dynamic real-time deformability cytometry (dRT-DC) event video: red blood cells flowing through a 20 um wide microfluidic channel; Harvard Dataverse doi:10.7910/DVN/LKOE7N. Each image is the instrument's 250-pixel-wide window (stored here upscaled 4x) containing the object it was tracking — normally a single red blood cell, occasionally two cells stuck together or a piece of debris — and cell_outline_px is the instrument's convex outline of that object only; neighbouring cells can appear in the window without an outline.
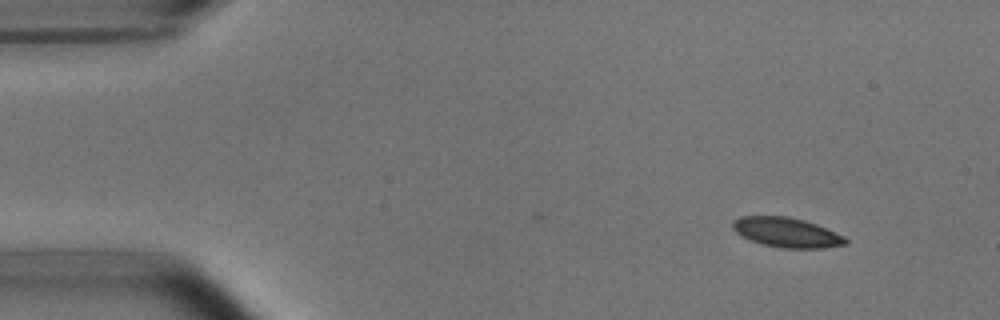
{"species": "common noctule bat (a hibernating species)", "species_latin": "Nyctalus noctula", "temperature_condition": "room temperature", "stored_images_in_passage": 44, "camera_frame_rate_fps": 3000, "um_per_image_px": 0.085, "animal": {"sex": "male", "body_mass_g": 15.6}, "frame": {"image": 1, "passage_image": 1, "time_ms": 0.0, "image_size_px": [1000, 320], "cell_outline_px": [[848, 244], [824, 248], [784, 248], [764, 244], [752, 240], [736, 232], [732, 228], [732, 220], [740, 216], [788, 216], [804, 220], [816, 224], [844, 236], [848, 240]], "centroid_in_image_um": [66.88, 19.75], "position_along_channel_um": 18.1, "area_um2": 19.42}}
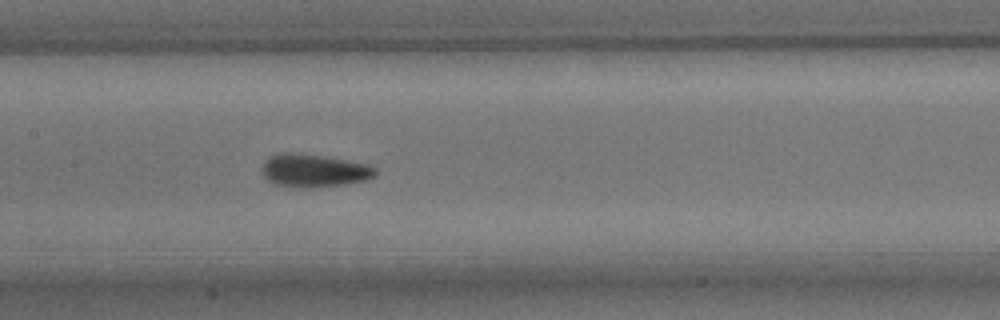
{"frame": {"image": 2, "passage_image": 21, "time_ms": 6.667, "image_size_px": [1000, 320], "cell_outline_px": [[376, 176], [364, 180], [348, 184], [312, 188], [288, 188], [276, 184], [268, 180], [260, 172], [260, 168], [272, 156], [280, 152], [292, 152], [324, 156], [368, 164], [376, 168]], "centroid_in_image_um": [26.67, 14.52], "position_along_channel_um": 180.7, "area_um2": 22.08}}
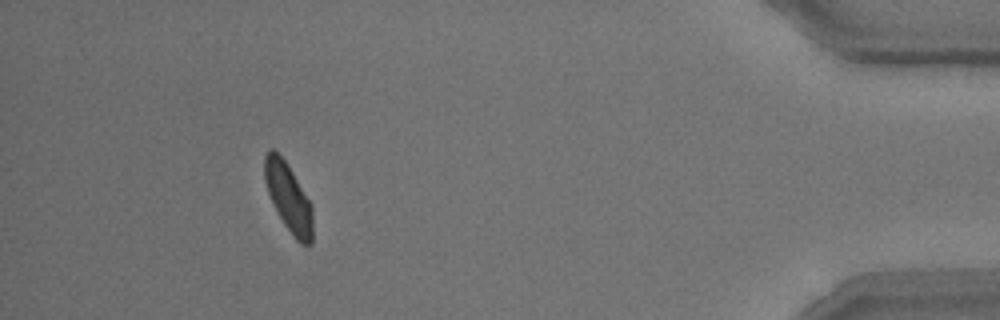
{"frame": {"image": 3, "passage_image": 44, "time_ms": 14.333, "image_size_px": [1000, 320], "cell_outline_px": [[312, 244], [300, 244], [296, 240], [284, 224], [268, 192], [264, 180], [264, 156], [272, 148], [284, 160], [292, 172], [312, 204]], "centroid_in_image_um": [24.53, 16.81], "position_along_channel_um": 410.7, "area_um2": 18.79}, "authors_computed_cell_mechanics": {"area_um2": 20.4034, "velocity_mm_per_s": 3.7697, "shape_relaxation_time_tau1_ms": 2.2962, "shape_relaxation_time_tau2_ms": 1.3525, "deformation_change_tau1": 0.117, "deformation_change_tau2": 0.0498}}